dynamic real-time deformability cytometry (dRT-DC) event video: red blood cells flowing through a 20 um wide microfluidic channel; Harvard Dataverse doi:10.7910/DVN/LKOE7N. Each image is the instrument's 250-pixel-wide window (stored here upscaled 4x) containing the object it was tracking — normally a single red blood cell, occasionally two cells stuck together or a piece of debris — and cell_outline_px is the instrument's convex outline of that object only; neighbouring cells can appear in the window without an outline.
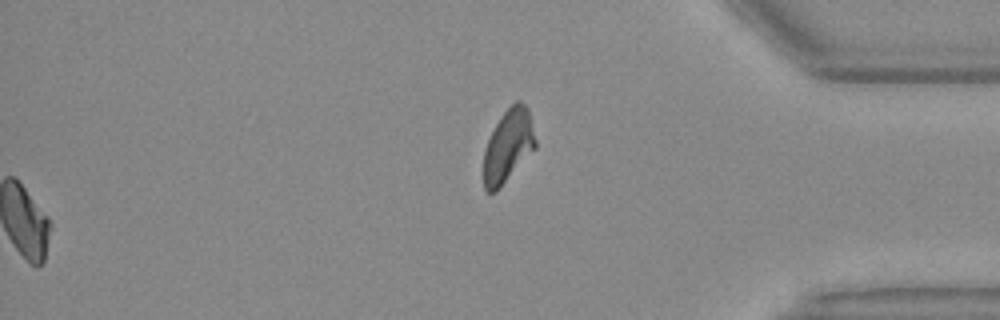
{"species": "Egyptian fruit bat (a non-hibernating species)", "species_latin": "Rousettus aegyptiacus", "temperature_condition": "warm", "stored_images_in_passage": 48, "segment_of_instrument_passage": [2, 2], "camera_frame_rate_fps": 3000, "um_per_image_px": 0.085, "animal": {"sex": "female"}, "frame": {"image": 1, "passage_image": 48, "time_ms": 15.667, "image_size_px": [1000, 320], "cell_outline_px": [[536, 148], [496, 192], [488, 192], [484, 188], [484, 152], [488, 140], [500, 116], [516, 100], [520, 100], [528, 108], [536, 140]], "centroid_in_image_um": [43.21, 12.4], "position_along_channel_um": 392.0, "area_um2": 21.85}}